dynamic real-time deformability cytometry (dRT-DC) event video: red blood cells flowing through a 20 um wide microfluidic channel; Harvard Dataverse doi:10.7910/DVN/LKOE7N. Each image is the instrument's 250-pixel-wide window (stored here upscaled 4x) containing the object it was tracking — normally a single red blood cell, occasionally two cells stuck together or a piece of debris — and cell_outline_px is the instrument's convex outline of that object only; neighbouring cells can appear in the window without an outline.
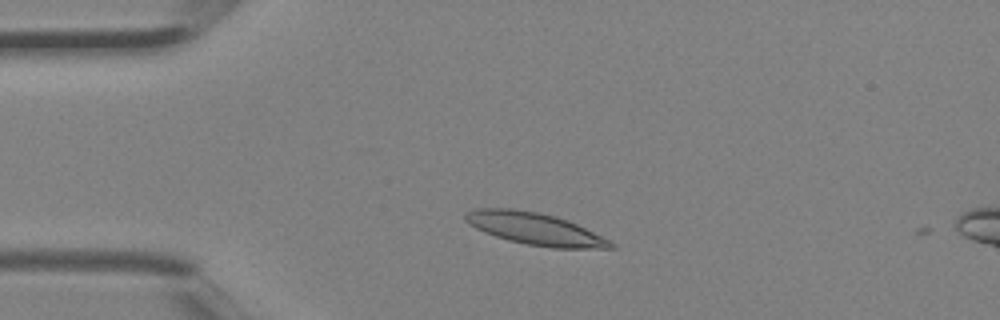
{"species": "Egyptian fruit bat (a non-hibernating species)", "species_latin": "Rousettus aegyptiacus", "temperature_condition": "room temperature", "stored_images_in_passage": 3, "camera_frame_rate_fps": 3000, "um_per_image_px": 0.085, "animal": {"sex": "female"}, "frame": {"image": 1, "passage_image": 2, "time_ms": 0.333, "image_size_px": [1000, 320], "cell_outline_px": [[616, 248], [552, 248], [528, 244], [508, 240], [484, 232], [468, 224], [464, 220], [464, 212], [476, 208], [512, 208], [540, 212], [556, 216], [568, 220], [616, 244]], "centroid_in_image_um": [45.41, 19.43], "position_along_channel_um": 39.6, "area_um2": 27.11}}